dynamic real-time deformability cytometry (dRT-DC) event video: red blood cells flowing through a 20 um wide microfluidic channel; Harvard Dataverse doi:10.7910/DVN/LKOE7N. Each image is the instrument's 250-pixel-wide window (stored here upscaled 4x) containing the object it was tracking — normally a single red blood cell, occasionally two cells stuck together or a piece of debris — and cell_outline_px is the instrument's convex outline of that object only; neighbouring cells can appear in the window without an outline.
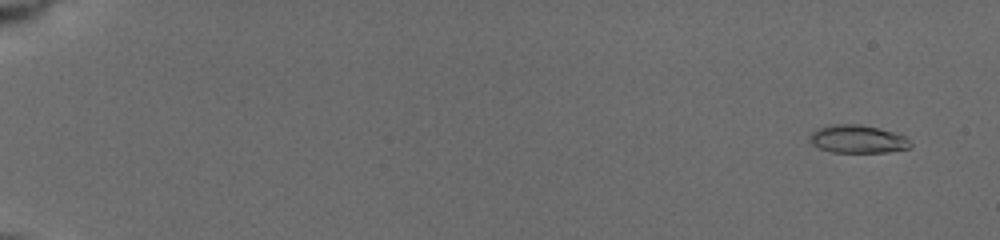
{"species": "common noctule bat (a hibernating species)", "species_latin": "Nyctalus noctula", "temperature_condition": "cold", "stored_images_in_passage": 16, "camera_frame_rate_fps": 3000, "um_per_image_px": 0.085, "animal": {"sex": "female", "body_mass_g": 19.5, "forearm_length_mm": 54.1}, "frame": {"image": 1, "passage_image": 3, "time_ms": 1.0, "image_size_px": [1000, 240], "cell_outline_px": [[912, 148], [888, 152], [832, 152], [820, 148], [812, 144], [812, 132], [820, 128], [836, 124], [860, 124], [892, 132], [904, 136], [912, 144]], "centroid_in_image_um": [72.95, 11.84], "position_along_channel_um": 12.0, "area_um2": 16.07}}
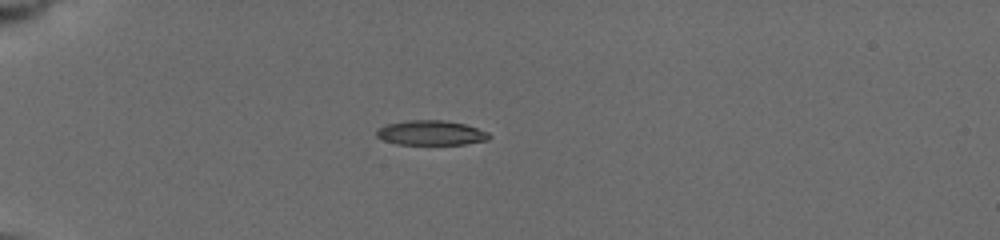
{"frame": {"image": 2, "passage_image": 15, "time_ms": 5.667, "image_size_px": [1000, 240], "cell_outline_px": [[492, 136], [488, 140], [464, 144], [396, 144], [384, 140], [376, 136], [376, 132], [384, 124], [408, 120], [444, 120], [464, 124], [488, 132]], "centroid_in_image_um": [36.63, 11.29], "position_along_channel_um": 48.4, "area_um2": 16.18}}